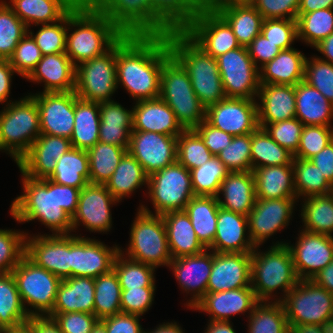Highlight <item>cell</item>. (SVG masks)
Wrapping results in <instances>:
<instances>
[{"instance_id":"1","label":"cell","mask_w":333,"mask_h":333,"mask_svg":"<svg viewBox=\"0 0 333 333\" xmlns=\"http://www.w3.org/2000/svg\"><path fill=\"white\" fill-rule=\"evenodd\" d=\"M171 56L166 35H124L116 43L117 87L135 101L159 98L162 67Z\"/></svg>"},{"instance_id":"2","label":"cell","mask_w":333,"mask_h":333,"mask_svg":"<svg viewBox=\"0 0 333 333\" xmlns=\"http://www.w3.org/2000/svg\"><path fill=\"white\" fill-rule=\"evenodd\" d=\"M22 177L23 192L10 205V214L18 223L38 220L51 235L72 234V217L78 207L80 189L61 185L48 178Z\"/></svg>"},{"instance_id":"3","label":"cell","mask_w":333,"mask_h":333,"mask_svg":"<svg viewBox=\"0 0 333 333\" xmlns=\"http://www.w3.org/2000/svg\"><path fill=\"white\" fill-rule=\"evenodd\" d=\"M182 0H94L124 35H167L179 28Z\"/></svg>"},{"instance_id":"4","label":"cell","mask_w":333,"mask_h":333,"mask_svg":"<svg viewBox=\"0 0 333 333\" xmlns=\"http://www.w3.org/2000/svg\"><path fill=\"white\" fill-rule=\"evenodd\" d=\"M123 36L124 34L93 6L79 1L67 13L65 53L75 66L105 54Z\"/></svg>"},{"instance_id":"5","label":"cell","mask_w":333,"mask_h":333,"mask_svg":"<svg viewBox=\"0 0 333 333\" xmlns=\"http://www.w3.org/2000/svg\"><path fill=\"white\" fill-rule=\"evenodd\" d=\"M172 56L187 71L197 98L207 109L226 98L217 58L204 52L180 28L167 35Z\"/></svg>"},{"instance_id":"6","label":"cell","mask_w":333,"mask_h":333,"mask_svg":"<svg viewBox=\"0 0 333 333\" xmlns=\"http://www.w3.org/2000/svg\"><path fill=\"white\" fill-rule=\"evenodd\" d=\"M274 243L265 252L257 246L251 253V287L258 301L281 302L299 281L287 242ZM277 290L282 297L275 296Z\"/></svg>"},{"instance_id":"7","label":"cell","mask_w":333,"mask_h":333,"mask_svg":"<svg viewBox=\"0 0 333 333\" xmlns=\"http://www.w3.org/2000/svg\"><path fill=\"white\" fill-rule=\"evenodd\" d=\"M179 28L214 58L240 47L228 23L196 0H182Z\"/></svg>"},{"instance_id":"8","label":"cell","mask_w":333,"mask_h":333,"mask_svg":"<svg viewBox=\"0 0 333 333\" xmlns=\"http://www.w3.org/2000/svg\"><path fill=\"white\" fill-rule=\"evenodd\" d=\"M40 135L39 109L30 93L0 111V151L6 152L14 162H18Z\"/></svg>"},{"instance_id":"9","label":"cell","mask_w":333,"mask_h":333,"mask_svg":"<svg viewBox=\"0 0 333 333\" xmlns=\"http://www.w3.org/2000/svg\"><path fill=\"white\" fill-rule=\"evenodd\" d=\"M161 98L184 130L195 129L206 119V108L197 98L187 71L171 56L162 67Z\"/></svg>"},{"instance_id":"10","label":"cell","mask_w":333,"mask_h":333,"mask_svg":"<svg viewBox=\"0 0 333 333\" xmlns=\"http://www.w3.org/2000/svg\"><path fill=\"white\" fill-rule=\"evenodd\" d=\"M131 224L128 247L119 252L128 259L158 268L168 267L172 258L166 228L161 215L143 212L138 208ZM125 252V253H124Z\"/></svg>"},{"instance_id":"11","label":"cell","mask_w":333,"mask_h":333,"mask_svg":"<svg viewBox=\"0 0 333 333\" xmlns=\"http://www.w3.org/2000/svg\"><path fill=\"white\" fill-rule=\"evenodd\" d=\"M11 273L28 315L46 317L53 310L57 290L62 280L36 265L26 255L21 258Z\"/></svg>"},{"instance_id":"12","label":"cell","mask_w":333,"mask_h":333,"mask_svg":"<svg viewBox=\"0 0 333 333\" xmlns=\"http://www.w3.org/2000/svg\"><path fill=\"white\" fill-rule=\"evenodd\" d=\"M146 192L152 202L154 213L143 204L139 209L153 215L170 211H184L194 196L190 171L177 161L148 176Z\"/></svg>"},{"instance_id":"13","label":"cell","mask_w":333,"mask_h":333,"mask_svg":"<svg viewBox=\"0 0 333 333\" xmlns=\"http://www.w3.org/2000/svg\"><path fill=\"white\" fill-rule=\"evenodd\" d=\"M281 302L289 326L320 325L333 317V294L312 280H299Z\"/></svg>"},{"instance_id":"14","label":"cell","mask_w":333,"mask_h":333,"mask_svg":"<svg viewBox=\"0 0 333 333\" xmlns=\"http://www.w3.org/2000/svg\"><path fill=\"white\" fill-rule=\"evenodd\" d=\"M117 89L116 44L105 54L76 66L74 92L78 98L108 102Z\"/></svg>"},{"instance_id":"15","label":"cell","mask_w":333,"mask_h":333,"mask_svg":"<svg viewBox=\"0 0 333 333\" xmlns=\"http://www.w3.org/2000/svg\"><path fill=\"white\" fill-rule=\"evenodd\" d=\"M217 63L227 98L256 100L260 73L249 56L247 47L240 46L220 55Z\"/></svg>"},{"instance_id":"16","label":"cell","mask_w":333,"mask_h":333,"mask_svg":"<svg viewBox=\"0 0 333 333\" xmlns=\"http://www.w3.org/2000/svg\"><path fill=\"white\" fill-rule=\"evenodd\" d=\"M33 235L26 233L25 255L61 280L71 277V234Z\"/></svg>"},{"instance_id":"17","label":"cell","mask_w":333,"mask_h":333,"mask_svg":"<svg viewBox=\"0 0 333 333\" xmlns=\"http://www.w3.org/2000/svg\"><path fill=\"white\" fill-rule=\"evenodd\" d=\"M118 201L105 185L88 183L80 190L78 207L72 217V232L82 224L91 232L107 233L112 228L111 207Z\"/></svg>"},{"instance_id":"18","label":"cell","mask_w":333,"mask_h":333,"mask_svg":"<svg viewBox=\"0 0 333 333\" xmlns=\"http://www.w3.org/2000/svg\"><path fill=\"white\" fill-rule=\"evenodd\" d=\"M297 198L258 199L248 217L249 236L255 247L285 229L294 213Z\"/></svg>"},{"instance_id":"19","label":"cell","mask_w":333,"mask_h":333,"mask_svg":"<svg viewBox=\"0 0 333 333\" xmlns=\"http://www.w3.org/2000/svg\"><path fill=\"white\" fill-rule=\"evenodd\" d=\"M300 232L295 244L286 243L299 280H311L333 260V236Z\"/></svg>"},{"instance_id":"20","label":"cell","mask_w":333,"mask_h":333,"mask_svg":"<svg viewBox=\"0 0 333 333\" xmlns=\"http://www.w3.org/2000/svg\"><path fill=\"white\" fill-rule=\"evenodd\" d=\"M39 109L41 134L69 138L74 129V91L30 94Z\"/></svg>"},{"instance_id":"21","label":"cell","mask_w":333,"mask_h":333,"mask_svg":"<svg viewBox=\"0 0 333 333\" xmlns=\"http://www.w3.org/2000/svg\"><path fill=\"white\" fill-rule=\"evenodd\" d=\"M119 245L109 247L98 239L71 234V277L97 278L113 269Z\"/></svg>"},{"instance_id":"22","label":"cell","mask_w":333,"mask_h":333,"mask_svg":"<svg viewBox=\"0 0 333 333\" xmlns=\"http://www.w3.org/2000/svg\"><path fill=\"white\" fill-rule=\"evenodd\" d=\"M128 152L150 176L177 161V137L132 130Z\"/></svg>"},{"instance_id":"23","label":"cell","mask_w":333,"mask_h":333,"mask_svg":"<svg viewBox=\"0 0 333 333\" xmlns=\"http://www.w3.org/2000/svg\"><path fill=\"white\" fill-rule=\"evenodd\" d=\"M206 120L232 136L250 134L259 127L257 100L226 97L206 109Z\"/></svg>"},{"instance_id":"24","label":"cell","mask_w":333,"mask_h":333,"mask_svg":"<svg viewBox=\"0 0 333 333\" xmlns=\"http://www.w3.org/2000/svg\"><path fill=\"white\" fill-rule=\"evenodd\" d=\"M71 148L69 138L41 134L16 165L24 176L32 179L48 178L61 156Z\"/></svg>"},{"instance_id":"25","label":"cell","mask_w":333,"mask_h":333,"mask_svg":"<svg viewBox=\"0 0 333 333\" xmlns=\"http://www.w3.org/2000/svg\"><path fill=\"white\" fill-rule=\"evenodd\" d=\"M169 269L178 281L183 293L191 294L185 305L190 310L207 293V285L212 270V250L200 254L173 258Z\"/></svg>"},{"instance_id":"26","label":"cell","mask_w":333,"mask_h":333,"mask_svg":"<svg viewBox=\"0 0 333 333\" xmlns=\"http://www.w3.org/2000/svg\"><path fill=\"white\" fill-rule=\"evenodd\" d=\"M251 253L212 251V270L207 292L251 287Z\"/></svg>"},{"instance_id":"27","label":"cell","mask_w":333,"mask_h":333,"mask_svg":"<svg viewBox=\"0 0 333 333\" xmlns=\"http://www.w3.org/2000/svg\"><path fill=\"white\" fill-rule=\"evenodd\" d=\"M259 301L252 287L207 292L191 309L205 312L212 321H230L236 314H250Z\"/></svg>"},{"instance_id":"28","label":"cell","mask_w":333,"mask_h":333,"mask_svg":"<svg viewBox=\"0 0 333 333\" xmlns=\"http://www.w3.org/2000/svg\"><path fill=\"white\" fill-rule=\"evenodd\" d=\"M254 248L248 217L219 207L215 238L207 249L216 253H252Z\"/></svg>"},{"instance_id":"29","label":"cell","mask_w":333,"mask_h":333,"mask_svg":"<svg viewBox=\"0 0 333 333\" xmlns=\"http://www.w3.org/2000/svg\"><path fill=\"white\" fill-rule=\"evenodd\" d=\"M257 99L258 125L260 128H264L267 124L295 118V86L260 84Z\"/></svg>"},{"instance_id":"30","label":"cell","mask_w":333,"mask_h":333,"mask_svg":"<svg viewBox=\"0 0 333 333\" xmlns=\"http://www.w3.org/2000/svg\"><path fill=\"white\" fill-rule=\"evenodd\" d=\"M76 66L65 52L43 55L35 69L26 78L30 82L44 83V92L75 90Z\"/></svg>"},{"instance_id":"31","label":"cell","mask_w":333,"mask_h":333,"mask_svg":"<svg viewBox=\"0 0 333 333\" xmlns=\"http://www.w3.org/2000/svg\"><path fill=\"white\" fill-rule=\"evenodd\" d=\"M133 106V130L178 137L183 127L172 109L161 99L139 100Z\"/></svg>"},{"instance_id":"32","label":"cell","mask_w":333,"mask_h":333,"mask_svg":"<svg viewBox=\"0 0 333 333\" xmlns=\"http://www.w3.org/2000/svg\"><path fill=\"white\" fill-rule=\"evenodd\" d=\"M216 197L220 207L248 216L256 202L253 172H229Z\"/></svg>"},{"instance_id":"33","label":"cell","mask_w":333,"mask_h":333,"mask_svg":"<svg viewBox=\"0 0 333 333\" xmlns=\"http://www.w3.org/2000/svg\"><path fill=\"white\" fill-rule=\"evenodd\" d=\"M161 216L172 259L197 255L207 249L198 239L185 211H170Z\"/></svg>"},{"instance_id":"34","label":"cell","mask_w":333,"mask_h":333,"mask_svg":"<svg viewBox=\"0 0 333 333\" xmlns=\"http://www.w3.org/2000/svg\"><path fill=\"white\" fill-rule=\"evenodd\" d=\"M95 278L69 277L61 281L50 313L94 314Z\"/></svg>"},{"instance_id":"35","label":"cell","mask_w":333,"mask_h":333,"mask_svg":"<svg viewBox=\"0 0 333 333\" xmlns=\"http://www.w3.org/2000/svg\"><path fill=\"white\" fill-rule=\"evenodd\" d=\"M306 58L294 47L281 50L259 69L260 84L297 85L304 81Z\"/></svg>"},{"instance_id":"36","label":"cell","mask_w":333,"mask_h":333,"mask_svg":"<svg viewBox=\"0 0 333 333\" xmlns=\"http://www.w3.org/2000/svg\"><path fill=\"white\" fill-rule=\"evenodd\" d=\"M78 2L79 0H10L8 5L29 29L32 25L51 24L61 20Z\"/></svg>"},{"instance_id":"37","label":"cell","mask_w":333,"mask_h":333,"mask_svg":"<svg viewBox=\"0 0 333 333\" xmlns=\"http://www.w3.org/2000/svg\"><path fill=\"white\" fill-rule=\"evenodd\" d=\"M296 115L304 126H333V104L305 81L295 85Z\"/></svg>"},{"instance_id":"38","label":"cell","mask_w":333,"mask_h":333,"mask_svg":"<svg viewBox=\"0 0 333 333\" xmlns=\"http://www.w3.org/2000/svg\"><path fill=\"white\" fill-rule=\"evenodd\" d=\"M256 198H297L292 165L264 166L253 171Z\"/></svg>"},{"instance_id":"39","label":"cell","mask_w":333,"mask_h":333,"mask_svg":"<svg viewBox=\"0 0 333 333\" xmlns=\"http://www.w3.org/2000/svg\"><path fill=\"white\" fill-rule=\"evenodd\" d=\"M100 103L77 98L74 109V129L70 137L72 148L88 150L99 141Z\"/></svg>"},{"instance_id":"40","label":"cell","mask_w":333,"mask_h":333,"mask_svg":"<svg viewBox=\"0 0 333 333\" xmlns=\"http://www.w3.org/2000/svg\"><path fill=\"white\" fill-rule=\"evenodd\" d=\"M219 207L216 196L194 195L184 209L198 239L206 248L215 238Z\"/></svg>"},{"instance_id":"41","label":"cell","mask_w":333,"mask_h":333,"mask_svg":"<svg viewBox=\"0 0 333 333\" xmlns=\"http://www.w3.org/2000/svg\"><path fill=\"white\" fill-rule=\"evenodd\" d=\"M207 8L216 11L228 23L242 47H247L261 33L264 19L253 5Z\"/></svg>"},{"instance_id":"42","label":"cell","mask_w":333,"mask_h":333,"mask_svg":"<svg viewBox=\"0 0 333 333\" xmlns=\"http://www.w3.org/2000/svg\"><path fill=\"white\" fill-rule=\"evenodd\" d=\"M147 184L148 175L141 164L127 152L105 186L111 195L120 202Z\"/></svg>"},{"instance_id":"43","label":"cell","mask_w":333,"mask_h":333,"mask_svg":"<svg viewBox=\"0 0 333 333\" xmlns=\"http://www.w3.org/2000/svg\"><path fill=\"white\" fill-rule=\"evenodd\" d=\"M89 158L86 150L71 148L57 162L53 173L48 177L51 181L83 189L89 183Z\"/></svg>"},{"instance_id":"44","label":"cell","mask_w":333,"mask_h":333,"mask_svg":"<svg viewBox=\"0 0 333 333\" xmlns=\"http://www.w3.org/2000/svg\"><path fill=\"white\" fill-rule=\"evenodd\" d=\"M302 230L333 236V197L332 195H315L302 199Z\"/></svg>"},{"instance_id":"45","label":"cell","mask_w":333,"mask_h":333,"mask_svg":"<svg viewBox=\"0 0 333 333\" xmlns=\"http://www.w3.org/2000/svg\"><path fill=\"white\" fill-rule=\"evenodd\" d=\"M29 318L12 273L0 274V329L17 328Z\"/></svg>"},{"instance_id":"46","label":"cell","mask_w":333,"mask_h":333,"mask_svg":"<svg viewBox=\"0 0 333 333\" xmlns=\"http://www.w3.org/2000/svg\"><path fill=\"white\" fill-rule=\"evenodd\" d=\"M294 156L276 143L264 128L251 133L252 171L258 167L292 165Z\"/></svg>"},{"instance_id":"47","label":"cell","mask_w":333,"mask_h":333,"mask_svg":"<svg viewBox=\"0 0 333 333\" xmlns=\"http://www.w3.org/2000/svg\"><path fill=\"white\" fill-rule=\"evenodd\" d=\"M128 149L98 141L87 150L89 158V183L105 185Z\"/></svg>"},{"instance_id":"48","label":"cell","mask_w":333,"mask_h":333,"mask_svg":"<svg viewBox=\"0 0 333 333\" xmlns=\"http://www.w3.org/2000/svg\"><path fill=\"white\" fill-rule=\"evenodd\" d=\"M247 317V333H289L285 309L280 301H259Z\"/></svg>"},{"instance_id":"49","label":"cell","mask_w":333,"mask_h":333,"mask_svg":"<svg viewBox=\"0 0 333 333\" xmlns=\"http://www.w3.org/2000/svg\"><path fill=\"white\" fill-rule=\"evenodd\" d=\"M294 187L297 200L329 194L332 185L326 180L318 167L309 159L294 158L292 162Z\"/></svg>"},{"instance_id":"50","label":"cell","mask_w":333,"mask_h":333,"mask_svg":"<svg viewBox=\"0 0 333 333\" xmlns=\"http://www.w3.org/2000/svg\"><path fill=\"white\" fill-rule=\"evenodd\" d=\"M121 292L114 269L95 278L94 315L99 320L121 313Z\"/></svg>"},{"instance_id":"51","label":"cell","mask_w":333,"mask_h":333,"mask_svg":"<svg viewBox=\"0 0 333 333\" xmlns=\"http://www.w3.org/2000/svg\"><path fill=\"white\" fill-rule=\"evenodd\" d=\"M298 41L314 48L333 33V8H323L297 16Z\"/></svg>"},{"instance_id":"52","label":"cell","mask_w":333,"mask_h":333,"mask_svg":"<svg viewBox=\"0 0 333 333\" xmlns=\"http://www.w3.org/2000/svg\"><path fill=\"white\" fill-rule=\"evenodd\" d=\"M113 269L121 288L156 287V268L128 259L120 252L114 259Z\"/></svg>"},{"instance_id":"53","label":"cell","mask_w":333,"mask_h":333,"mask_svg":"<svg viewBox=\"0 0 333 333\" xmlns=\"http://www.w3.org/2000/svg\"><path fill=\"white\" fill-rule=\"evenodd\" d=\"M229 171L217 156L190 170L194 195L217 196Z\"/></svg>"},{"instance_id":"54","label":"cell","mask_w":333,"mask_h":333,"mask_svg":"<svg viewBox=\"0 0 333 333\" xmlns=\"http://www.w3.org/2000/svg\"><path fill=\"white\" fill-rule=\"evenodd\" d=\"M28 32L27 26L18 18L4 0L0 1V60H9L20 40Z\"/></svg>"},{"instance_id":"55","label":"cell","mask_w":333,"mask_h":333,"mask_svg":"<svg viewBox=\"0 0 333 333\" xmlns=\"http://www.w3.org/2000/svg\"><path fill=\"white\" fill-rule=\"evenodd\" d=\"M176 155L177 162L189 171L200 167L214 156L193 129L184 130L177 137Z\"/></svg>"},{"instance_id":"56","label":"cell","mask_w":333,"mask_h":333,"mask_svg":"<svg viewBox=\"0 0 333 333\" xmlns=\"http://www.w3.org/2000/svg\"><path fill=\"white\" fill-rule=\"evenodd\" d=\"M42 55L57 54L66 50L67 14L59 21L41 24L36 33L28 29Z\"/></svg>"},{"instance_id":"57","label":"cell","mask_w":333,"mask_h":333,"mask_svg":"<svg viewBox=\"0 0 333 333\" xmlns=\"http://www.w3.org/2000/svg\"><path fill=\"white\" fill-rule=\"evenodd\" d=\"M26 232L0 229V274L10 273L25 255Z\"/></svg>"},{"instance_id":"58","label":"cell","mask_w":333,"mask_h":333,"mask_svg":"<svg viewBox=\"0 0 333 333\" xmlns=\"http://www.w3.org/2000/svg\"><path fill=\"white\" fill-rule=\"evenodd\" d=\"M217 157L229 172L252 171L251 133L234 136L231 143Z\"/></svg>"},{"instance_id":"59","label":"cell","mask_w":333,"mask_h":333,"mask_svg":"<svg viewBox=\"0 0 333 333\" xmlns=\"http://www.w3.org/2000/svg\"><path fill=\"white\" fill-rule=\"evenodd\" d=\"M304 81L333 104V64L315 55L306 58Z\"/></svg>"},{"instance_id":"60","label":"cell","mask_w":333,"mask_h":333,"mask_svg":"<svg viewBox=\"0 0 333 333\" xmlns=\"http://www.w3.org/2000/svg\"><path fill=\"white\" fill-rule=\"evenodd\" d=\"M333 140V126H303L299 147L294 158L310 159Z\"/></svg>"},{"instance_id":"61","label":"cell","mask_w":333,"mask_h":333,"mask_svg":"<svg viewBox=\"0 0 333 333\" xmlns=\"http://www.w3.org/2000/svg\"><path fill=\"white\" fill-rule=\"evenodd\" d=\"M42 53L33 37L27 32L9 58L10 65L23 78H27L42 59Z\"/></svg>"},{"instance_id":"62","label":"cell","mask_w":333,"mask_h":333,"mask_svg":"<svg viewBox=\"0 0 333 333\" xmlns=\"http://www.w3.org/2000/svg\"><path fill=\"white\" fill-rule=\"evenodd\" d=\"M261 34L281 50L293 48L292 44L298 39L297 20L264 19Z\"/></svg>"},{"instance_id":"63","label":"cell","mask_w":333,"mask_h":333,"mask_svg":"<svg viewBox=\"0 0 333 333\" xmlns=\"http://www.w3.org/2000/svg\"><path fill=\"white\" fill-rule=\"evenodd\" d=\"M303 126L299 119L293 118L267 124L264 129L276 143L294 155L299 147Z\"/></svg>"},{"instance_id":"64","label":"cell","mask_w":333,"mask_h":333,"mask_svg":"<svg viewBox=\"0 0 333 333\" xmlns=\"http://www.w3.org/2000/svg\"><path fill=\"white\" fill-rule=\"evenodd\" d=\"M121 289V313L143 316L152 306L156 287Z\"/></svg>"},{"instance_id":"65","label":"cell","mask_w":333,"mask_h":333,"mask_svg":"<svg viewBox=\"0 0 333 333\" xmlns=\"http://www.w3.org/2000/svg\"><path fill=\"white\" fill-rule=\"evenodd\" d=\"M46 317L51 318L62 333H91L99 321L94 314L83 312L49 313Z\"/></svg>"},{"instance_id":"66","label":"cell","mask_w":333,"mask_h":333,"mask_svg":"<svg viewBox=\"0 0 333 333\" xmlns=\"http://www.w3.org/2000/svg\"><path fill=\"white\" fill-rule=\"evenodd\" d=\"M300 0H255L253 6L263 19L297 20Z\"/></svg>"},{"instance_id":"67","label":"cell","mask_w":333,"mask_h":333,"mask_svg":"<svg viewBox=\"0 0 333 333\" xmlns=\"http://www.w3.org/2000/svg\"><path fill=\"white\" fill-rule=\"evenodd\" d=\"M193 130L202 138L204 144L214 156L224 150L234 137L214 127L206 119Z\"/></svg>"},{"instance_id":"68","label":"cell","mask_w":333,"mask_h":333,"mask_svg":"<svg viewBox=\"0 0 333 333\" xmlns=\"http://www.w3.org/2000/svg\"><path fill=\"white\" fill-rule=\"evenodd\" d=\"M140 319L138 315L118 313L100 321L105 325L107 333H145Z\"/></svg>"},{"instance_id":"69","label":"cell","mask_w":333,"mask_h":333,"mask_svg":"<svg viewBox=\"0 0 333 333\" xmlns=\"http://www.w3.org/2000/svg\"><path fill=\"white\" fill-rule=\"evenodd\" d=\"M247 50L255 66L259 69L281 51L276 44L266 39L261 33L247 46Z\"/></svg>"},{"instance_id":"70","label":"cell","mask_w":333,"mask_h":333,"mask_svg":"<svg viewBox=\"0 0 333 333\" xmlns=\"http://www.w3.org/2000/svg\"><path fill=\"white\" fill-rule=\"evenodd\" d=\"M133 109L127 110L115 100L100 103V124L132 125Z\"/></svg>"},{"instance_id":"71","label":"cell","mask_w":333,"mask_h":333,"mask_svg":"<svg viewBox=\"0 0 333 333\" xmlns=\"http://www.w3.org/2000/svg\"><path fill=\"white\" fill-rule=\"evenodd\" d=\"M132 130L133 125L100 124L99 141L128 149Z\"/></svg>"},{"instance_id":"72","label":"cell","mask_w":333,"mask_h":333,"mask_svg":"<svg viewBox=\"0 0 333 333\" xmlns=\"http://www.w3.org/2000/svg\"><path fill=\"white\" fill-rule=\"evenodd\" d=\"M309 160L318 167L321 174H323L326 180L333 186V140Z\"/></svg>"},{"instance_id":"73","label":"cell","mask_w":333,"mask_h":333,"mask_svg":"<svg viewBox=\"0 0 333 333\" xmlns=\"http://www.w3.org/2000/svg\"><path fill=\"white\" fill-rule=\"evenodd\" d=\"M17 72L10 65L9 60H0V104H9L12 100H8L11 93V82L14 74Z\"/></svg>"},{"instance_id":"74","label":"cell","mask_w":333,"mask_h":333,"mask_svg":"<svg viewBox=\"0 0 333 333\" xmlns=\"http://www.w3.org/2000/svg\"><path fill=\"white\" fill-rule=\"evenodd\" d=\"M26 325L29 333H62L55 322L48 317H30Z\"/></svg>"},{"instance_id":"75","label":"cell","mask_w":333,"mask_h":333,"mask_svg":"<svg viewBox=\"0 0 333 333\" xmlns=\"http://www.w3.org/2000/svg\"><path fill=\"white\" fill-rule=\"evenodd\" d=\"M317 285L322 286L333 294V260L320 270L312 279Z\"/></svg>"},{"instance_id":"76","label":"cell","mask_w":333,"mask_h":333,"mask_svg":"<svg viewBox=\"0 0 333 333\" xmlns=\"http://www.w3.org/2000/svg\"><path fill=\"white\" fill-rule=\"evenodd\" d=\"M323 8H333V0H300L298 14L310 13Z\"/></svg>"},{"instance_id":"77","label":"cell","mask_w":333,"mask_h":333,"mask_svg":"<svg viewBox=\"0 0 333 333\" xmlns=\"http://www.w3.org/2000/svg\"><path fill=\"white\" fill-rule=\"evenodd\" d=\"M323 56H317L319 59L333 64V33L322 40L314 47Z\"/></svg>"},{"instance_id":"78","label":"cell","mask_w":333,"mask_h":333,"mask_svg":"<svg viewBox=\"0 0 333 333\" xmlns=\"http://www.w3.org/2000/svg\"><path fill=\"white\" fill-rule=\"evenodd\" d=\"M206 7H230L253 5L255 0H196Z\"/></svg>"},{"instance_id":"79","label":"cell","mask_w":333,"mask_h":333,"mask_svg":"<svg viewBox=\"0 0 333 333\" xmlns=\"http://www.w3.org/2000/svg\"><path fill=\"white\" fill-rule=\"evenodd\" d=\"M231 321H212L208 320L207 328L204 333H236Z\"/></svg>"},{"instance_id":"80","label":"cell","mask_w":333,"mask_h":333,"mask_svg":"<svg viewBox=\"0 0 333 333\" xmlns=\"http://www.w3.org/2000/svg\"><path fill=\"white\" fill-rule=\"evenodd\" d=\"M145 333H185L184 330H182V327L179 325V323L173 321V322H163L160 323L155 329L152 331L145 330Z\"/></svg>"}]
</instances>
